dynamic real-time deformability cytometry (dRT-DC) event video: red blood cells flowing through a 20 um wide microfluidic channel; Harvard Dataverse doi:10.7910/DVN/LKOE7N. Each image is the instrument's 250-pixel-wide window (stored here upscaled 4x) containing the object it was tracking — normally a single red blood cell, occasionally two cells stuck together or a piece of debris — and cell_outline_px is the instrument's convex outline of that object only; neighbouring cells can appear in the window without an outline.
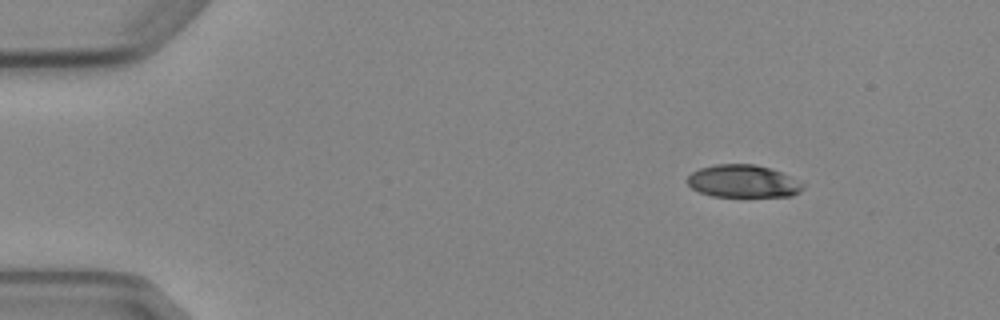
{"species": "Egyptian fruit bat (a non-hibernating species)", "species_latin": "Rousettus aegyptiacus", "temperature_condition": "cold", "stored_images_in_passage": 4, "camera_frame_rate_fps": 3000, "um_per_image_px": 0.085, "animal": {"sex": "female"}, "frame": {"image": 1, "passage_image": 1, "time_ms": 0.0, "image_size_px": [1000, 320], "cell_outline_px": [[804, 188], [800, 192], [792, 196], [712, 196], [700, 192], [692, 188], [684, 180], [692, 172], [700, 168], [716, 164], [756, 164], [780, 172], [804, 184]], "centroid_in_image_um": [63.13, 15.4], "position_along_channel_um": 21.9, "area_um2": 21.85}}